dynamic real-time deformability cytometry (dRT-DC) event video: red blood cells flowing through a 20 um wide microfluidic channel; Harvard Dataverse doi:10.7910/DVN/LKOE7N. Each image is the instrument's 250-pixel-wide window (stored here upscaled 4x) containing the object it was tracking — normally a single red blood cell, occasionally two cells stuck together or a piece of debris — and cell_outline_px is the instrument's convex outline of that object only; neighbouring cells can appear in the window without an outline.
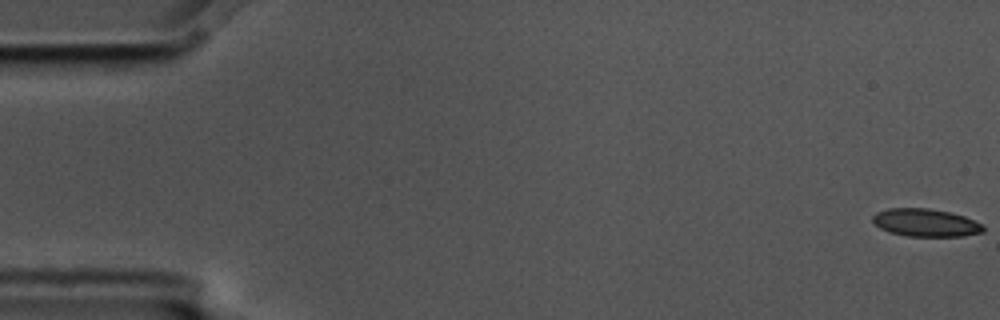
{"species": "common noctule bat (a hibernating species)", "species_latin": "Nyctalus noctula", "temperature_condition": "cold", "stored_images_in_passage": 3, "camera_frame_rate_fps": 3000, "um_per_image_px": 0.085, "animal": {"sex": "male", "body_mass_g": 17.5, "forearm_length_mm": 52.3}, "frame": {"image": 1, "passage_image": 1, "time_ms": 0.0, "image_size_px": [1000, 320], "cell_outline_px": [[984, 232], [964, 236], [908, 236], [888, 232], [880, 228], [872, 220], [872, 216], [876, 212], [888, 208], [928, 208], [948, 212], [964, 216], [980, 224], [984, 228]], "centroid_in_image_um": [78.64, 18.93], "position_along_channel_um": 6.4, "area_um2": 17.8}}